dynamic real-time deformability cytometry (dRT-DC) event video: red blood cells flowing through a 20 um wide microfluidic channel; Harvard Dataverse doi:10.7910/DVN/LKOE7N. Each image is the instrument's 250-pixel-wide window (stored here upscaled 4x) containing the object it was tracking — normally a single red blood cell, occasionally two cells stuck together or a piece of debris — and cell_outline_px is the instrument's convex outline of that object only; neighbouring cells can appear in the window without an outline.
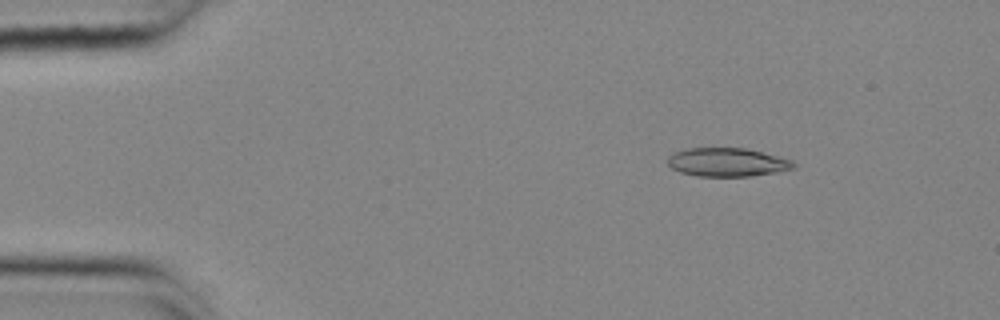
{"species": "common noctule bat (a hibernating species)", "species_latin": "Nyctalus noctula", "temperature_condition": "cold", "stored_images_in_passage": 50, "camera_frame_rate_fps": 3000, "um_per_image_px": 0.085, "animal": {"sex": "female", "body_mass_g": 25.1}, "frame": {"image": 1, "passage_image": 3, "time_ms": 0.667, "image_size_px": [1000, 320], "cell_outline_px": [[796, 168], [776, 172], [752, 176], [696, 176], [680, 172], [672, 168], [668, 164], [668, 156], [676, 152], [688, 148], [748, 148], [792, 160], [796, 164]], "centroid_in_image_um": [61.84, 13.79], "position_along_channel_um": 23.2, "area_um2": 20.98}}
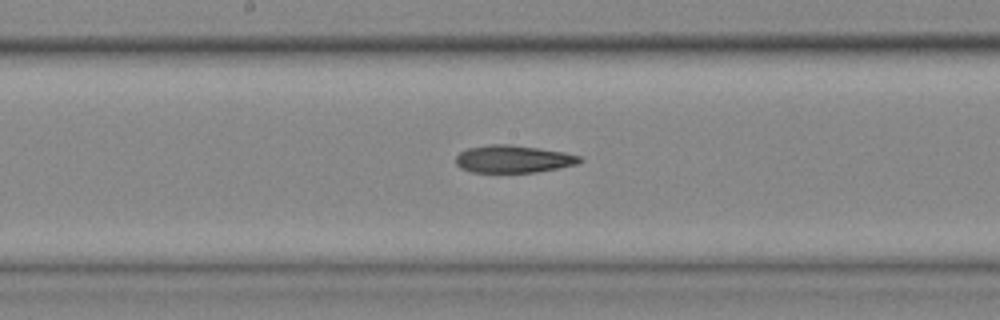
{"frame": {"image": 2, "passage_image": 24, "time_ms": 7.667, "image_size_px": [1000, 320], "cell_outline_px": [[584, 160], [576, 164], [560, 168], [536, 172], [472, 172], [460, 168], [456, 164], [456, 156], [460, 152], [468, 148], [492, 144], [508, 144], [564, 152], [584, 156]], "centroid_in_image_um": [43.66, 13.52], "position_along_channel_um": 204.5, "area_um2": 19.88}}
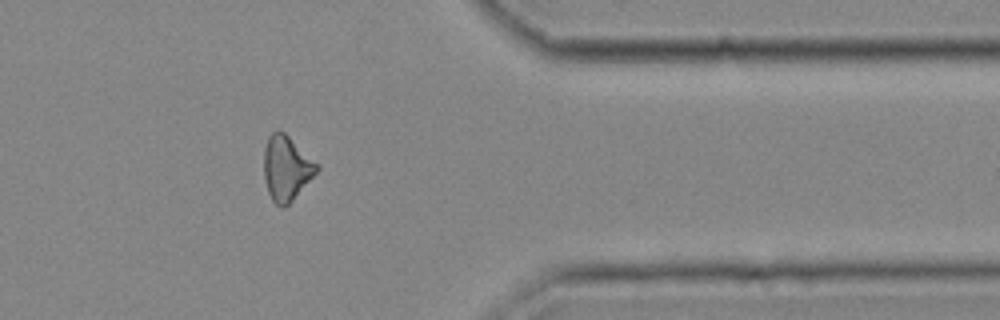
{"frame": {"image": 3, "passage_image": 40, "time_ms": 13.0, "image_size_px": [1000, 320], "cell_outline_px": [[320, 168], [292, 200], [284, 208], [280, 208], [272, 200], [268, 192], [264, 180], [264, 148], [268, 136], [272, 132], [284, 132], [320, 164]], "centroid_in_image_um": [24.34, 14.29], "position_along_channel_um": 387.1, "area_um2": 19.94}, "authors_computed_cell_mechanics": {"area_um2": 20.6346, "velocity_mm_per_s": 3.6958, "shape_relaxation_time_tau1_ms": 6.2873, "shape_relaxation_time_tau2_ms": null, "deformation_change_tau1": 0.1541, "deformation_change_tau2": null}}